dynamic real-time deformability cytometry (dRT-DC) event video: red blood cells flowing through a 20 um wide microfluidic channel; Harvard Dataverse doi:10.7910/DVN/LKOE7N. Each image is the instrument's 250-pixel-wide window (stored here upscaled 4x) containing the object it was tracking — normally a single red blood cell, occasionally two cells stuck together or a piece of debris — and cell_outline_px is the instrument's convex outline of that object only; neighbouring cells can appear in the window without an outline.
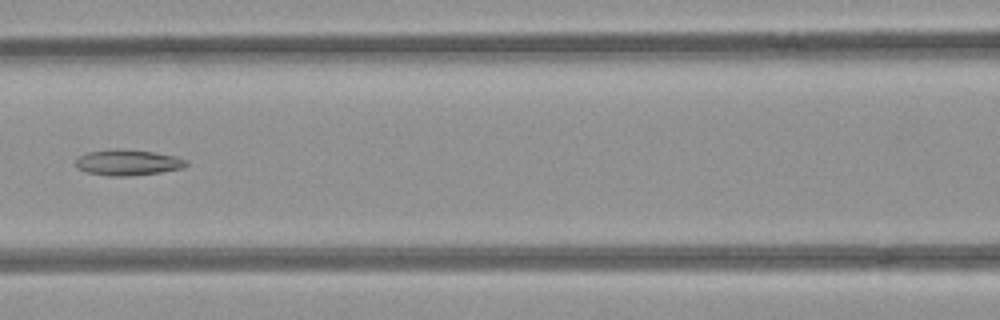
{"species": "common noctule bat (a hibernating species)", "species_latin": "Nyctalus noctula", "temperature_condition": "room temperature", "stored_images_in_passage": 7, "camera_frame_rate_fps": 3000, "um_per_image_px": 0.085, "animal": {"sex": "female", "body_mass_g": 21.9}, "frame": {"image": 1, "passage_image": 6, "time_ms": 1.667, "image_size_px": [1000, 320], "cell_outline_px": [[188, 164], [180, 168], [160, 172], [128, 176], [108, 176], [88, 172], [76, 168], [76, 160], [80, 156], [88, 152], [116, 148], [152, 152], [176, 156], [188, 160]], "centroid_in_image_um": [10.85, 13.81], "position_along_channel_um": 155.7, "area_um2": 16.47}}
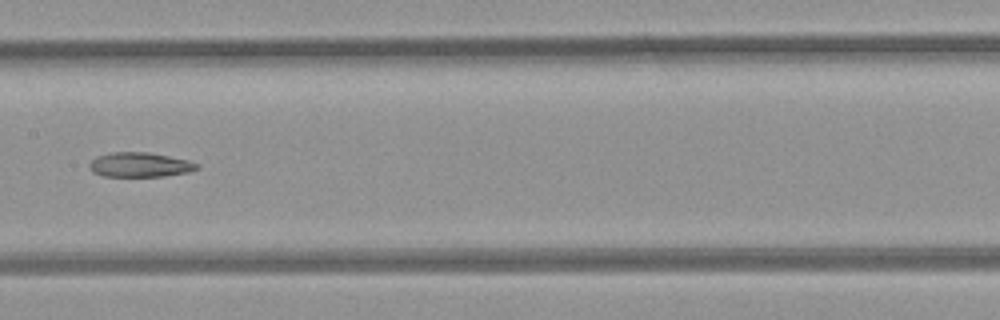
{"frame": {"image": 2, "passage_image": 7, "time_ms": 2.0, "image_size_px": [1000, 320], "cell_outline_px": [[200, 168], [188, 172], [164, 176], [104, 176], [92, 172], [88, 168], [88, 164], [96, 156], [112, 152], [148, 152], [188, 160], [200, 164]], "centroid_in_image_um": [11.88, 14.0], "position_along_channel_um": 195.5, "area_um2": 15.49}}